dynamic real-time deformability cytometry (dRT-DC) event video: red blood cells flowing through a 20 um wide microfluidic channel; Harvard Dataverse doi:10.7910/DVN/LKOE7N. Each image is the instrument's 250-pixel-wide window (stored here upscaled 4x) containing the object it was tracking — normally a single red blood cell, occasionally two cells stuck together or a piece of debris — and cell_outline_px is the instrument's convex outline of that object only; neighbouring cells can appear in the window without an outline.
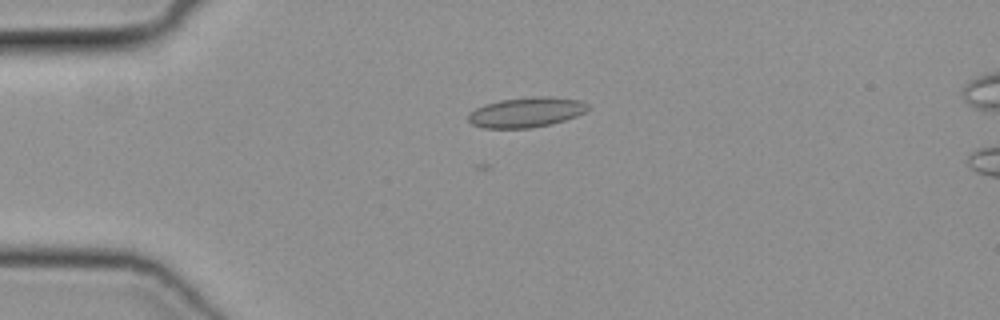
{"species": "common noctule bat (a hibernating species)", "species_latin": "Nyctalus noctula", "temperature_condition": "cold", "stored_images_in_passage": 35, "camera_frame_rate_fps": 3000, "um_per_image_px": 0.085, "animal": {"sex": "female", "body_mass_g": 19.3, "forearm_length_mm": 54.1}, "frame": {"image": 1, "passage_image": 1, "time_ms": 0.0, "image_size_px": [1000, 320], "cell_outline_px": [[588, 108], [584, 112], [576, 116], [552, 124], [532, 128], [484, 128], [472, 124], [468, 120], [468, 116], [476, 108], [484, 104], [500, 100], [532, 96], [548, 96], [580, 100], [588, 104]], "centroid_in_image_um": [44.73, 9.54], "position_along_channel_um": 40.3, "area_um2": 20.92}}
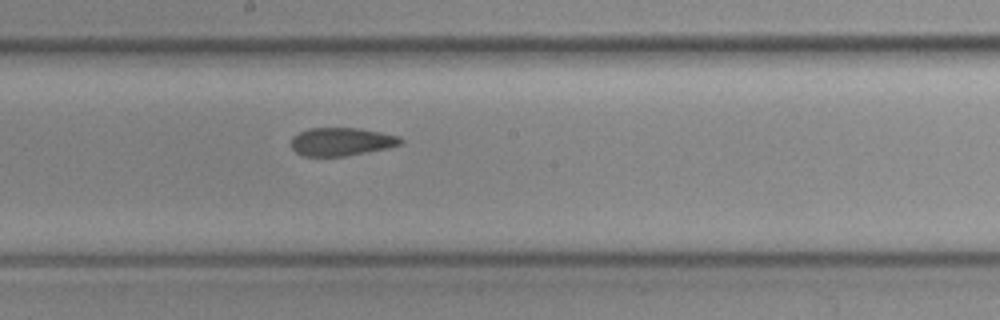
{"frame": {"image": 2, "passage_image": 16, "time_ms": 5.0, "image_size_px": [1000, 320], "cell_outline_px": [[404, 140], [400, 144], [388, 148], [344, 156], [304, 156], [296, 152], [292, 148], [292, 136], [308, 128], [360, 128], [400, 136]], "centroid_in_image_um": [29.03, 12.03], "position_along_channel_um": 219.2, "area_um2": 17.92}}
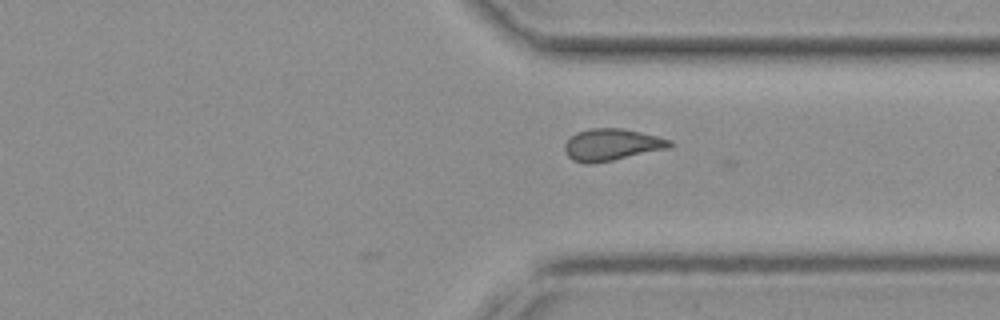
{"frame": {"image": 3, "passage_image": 26, "time_ms": 8.333, "image_size_px": [1000, 320], "cell_outline_px": [[672, 144], [668, 148], [612, 160], [588, 164], [584, 164], [572, 160], [564, 152], [564, 144], [576, 132], [592, 128], [620, 128], [640, 132], [672, 140]], "centroid_in_image_um": [51.95, 12.3], "position_along_channel_um": 359.4, "area_um2": 19.31}}